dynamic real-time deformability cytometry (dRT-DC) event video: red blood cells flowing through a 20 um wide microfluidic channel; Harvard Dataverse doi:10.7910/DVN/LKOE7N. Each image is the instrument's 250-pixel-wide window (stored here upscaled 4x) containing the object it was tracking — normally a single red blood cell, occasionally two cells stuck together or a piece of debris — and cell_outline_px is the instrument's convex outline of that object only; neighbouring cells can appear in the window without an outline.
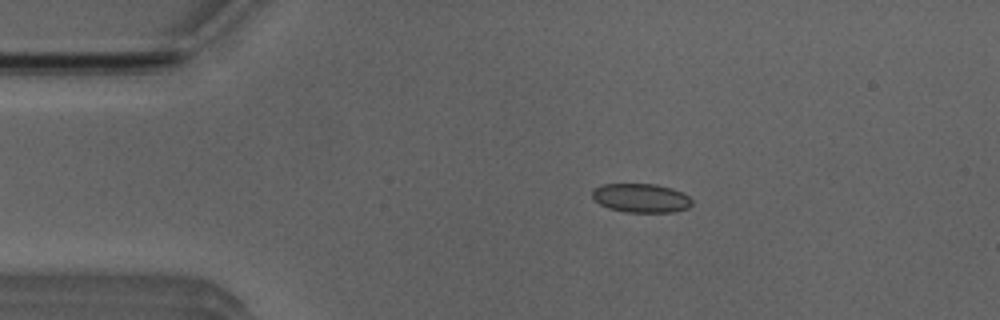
{"species": "Egyptian fruit bat (a non-hibernating species)", "species_latin": "Rousettus aegyptiacus", "temperature_condition": "room temperature", "stored_images_in_passage": 50, "camera_frame_rate_fps": 3000, "um_per_image_px": 0.085, "animal": {"sex": "male"}, "frame": {"image": 1, "passage_image": 9, "time_ms": 2.667, "image_size_px": [1000, 320], "cell_outline_px": [[692, 204], [688, 208], [672, 212], [624, 212], [608, 208], [600, 204], [592, 196], [592, 192], [600, 184], [656, 184], [672, 188], [688, 196], [692, 200]], "centroid_in_image_um": [54.49, 16.83], "position_along_channel_um": 30.5, "area_um2": 16.76}}
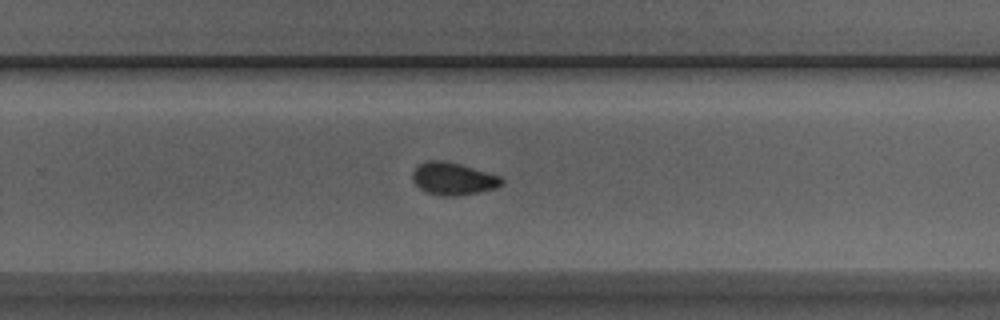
{"frame": {"image": 2, "passage_image": 32, "time_ms": 10.333, "image_size_px": [1000, 320], "cell_outline_px": [[504, 184], [496, 188], [456, 196], [440, 196], [428, 192], [420, 188], [412, 180], [412, 172], [420, 164], [428, 160], [440, 160], [460, 164], [500, 176], [504, 180]], "centroid_in_image_um": [38.52, 15.19], "position_along_channel_um": 291.3, "area_um2": 16.7}}
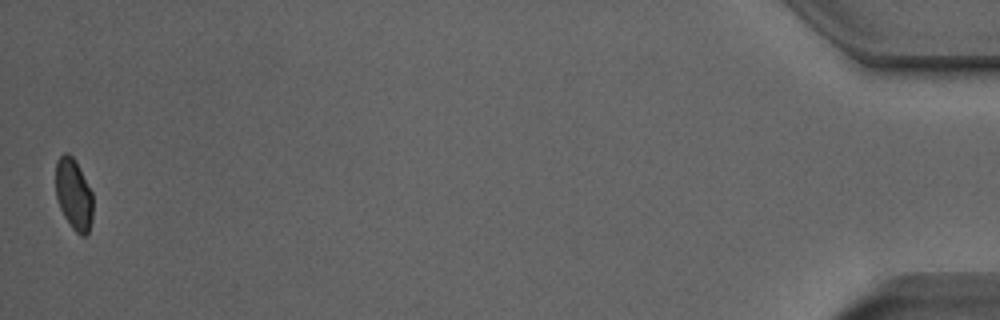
{"frame": {"image": 3, "passage_image": 50, "time_ms": 16.333, "image_size_px": [1000, 320], "cell_outline_px": [[92, 220], [88, 236], [80, 236], [72, 228], [64, 216], [60, 208], [56, 196], [56, 160], [64, 152], [68, 152], [76, 160], [92, 192]], "centroid_in_image_um": [6.27, 16.52], "position_along_channel_um": 428.9, "area_um2": 15.66}, "authors_computed_cell_mechanics": {"area_um2": 16.7042, "velocity_mm_per_s": 3.9974, "shape_relaxation_time_tau1_ms": 9.1919, "shape_relaxation_time_tau2_ms": 1.8685, "deformation_change_tau1": 0.1436, "deformation_change_tau2": 0.0527}}